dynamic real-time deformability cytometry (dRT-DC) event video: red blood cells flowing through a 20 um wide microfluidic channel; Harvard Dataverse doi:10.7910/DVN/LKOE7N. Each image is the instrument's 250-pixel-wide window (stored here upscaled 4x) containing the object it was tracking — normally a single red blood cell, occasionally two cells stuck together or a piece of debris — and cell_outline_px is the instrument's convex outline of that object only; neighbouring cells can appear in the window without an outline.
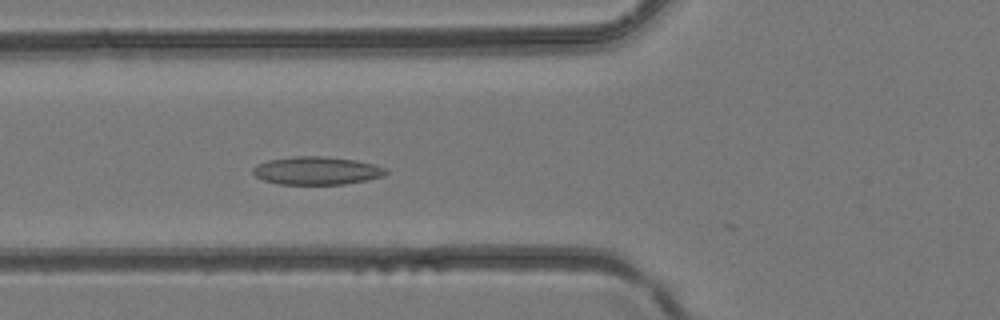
{"species": "common noctule bat (a hibernating species)", "species_latin": "Nyctalus noctula", "temperature_condition": "room temperature", "stored_images_in_passage": 17, "camera_frame_rate_fps": 3000, "um_per_image_px": 0.085, "animal": {"sex": "female", "body_mass_g": 24.6, "forearm_length_mm": 56.2}, "frame": {"image": 1, "passage_image": 9, "time_ms": 2.667, "image_size_px": [1000, 320], "cell_outline_px": [[388, 172], [384, 176], [368, 180], [344, 184], [280, 184], [264, 180], [256, 176], [252, 172], [252, 168], [256, 164], [268, 160], [292, 156], [324, 156], [356, 160], [372, 164], [384, 168]], "centroid_in_image_um": [26.9, 14.5], "position_along_channel_um": 98.9, "area_um2": 21.73}}
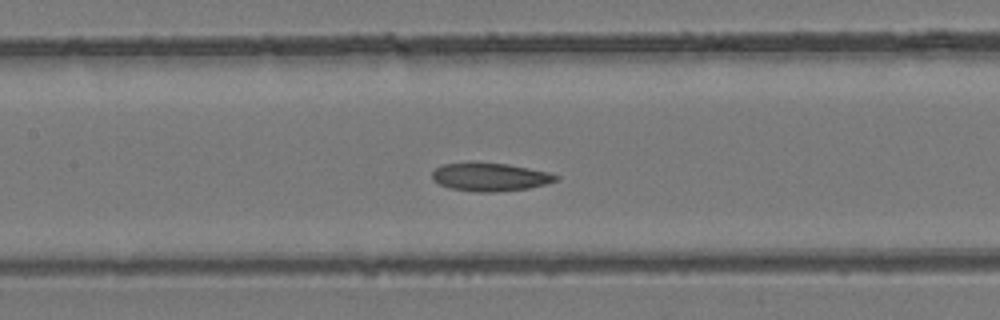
{"frame": {"image": 2, "passage_image": 13, "time_ms": 4.0, "image_size_px": [1000, 320], "cell_outline_px": [[560, 176], [556, 180], [544, 184], [528, 188], [492, 192], [476, 192], [452, 188], [440, 184], [432, 180], [432, 172], [436, 168], [444, 164], [468, 160], [476, 160], [508, 164], [548, 172]], "centroid_in_image_um": [41.59, 15.0], "position_along_channel_um": 165.8, "area_um2": 20.69}}
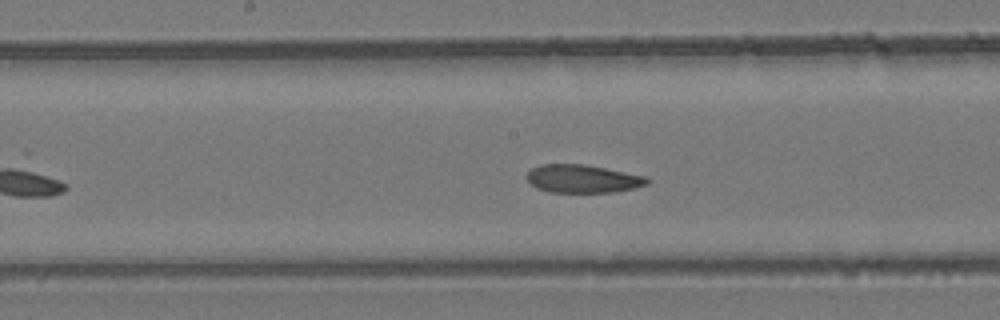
{"frame": {"image": 3, "passage_image": 15, "time_ms": 4.667, "image_size_px": [1000, 320], "cell_outline_px": [[648, 184], [632, 188], [612, 192], [552, 192], [536, 188], [524, 176], [532, 168], [540, 164], [584, 164], [644, 176], [648, 180]], "centroid_in_image_um": [49.46, 15.19], "position_along_channel_um": 198.7, "area_um2": 19.42}}